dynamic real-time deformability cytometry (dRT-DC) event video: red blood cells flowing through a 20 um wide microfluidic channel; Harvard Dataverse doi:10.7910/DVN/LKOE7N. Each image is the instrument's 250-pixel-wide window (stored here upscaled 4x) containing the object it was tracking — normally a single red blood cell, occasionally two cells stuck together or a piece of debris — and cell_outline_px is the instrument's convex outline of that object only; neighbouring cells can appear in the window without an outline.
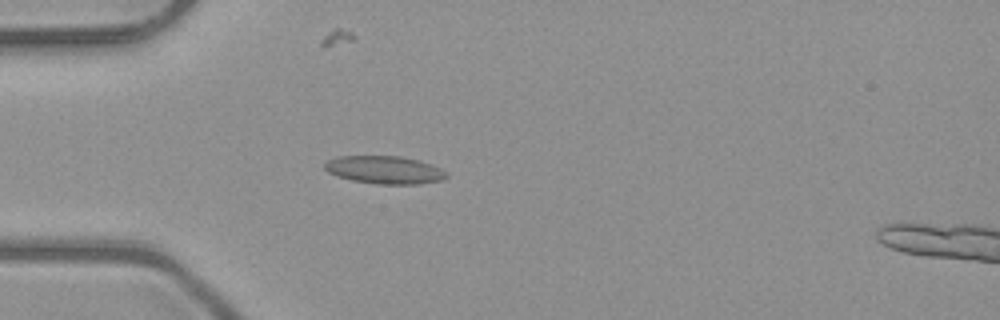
{"species": "common noctule bat (a hibernating species)", "species_latin": "Nyctalus noctula", "temperature_condition": "room temperature", "stored_images_in_passage": 37, "camera_frame_rate_fps": 3000, "um_per_image_px": 0.085, "animal": {"sex": "male", "body_mass_g": 23.1, "forearm_length_mm": 52.7}, "frame": {"image": 1, "passage_image": 1, "time_ms": 0.0, "image_size_px": [1000, 320], "cell_outline_px": [[448, 176], [444, 180], [420, 184], [376, 184], [352, 180], [336, 176], [328, 172], [324, 168], [324, 164], [328, 160], [336, 156], [400, 156], [420, 160], [432, 164], [448, 172]], "centroid_in_image_um": [32.72, 14.44], "position_along_channel_um": 52.3, "area_um2": 20.06}}
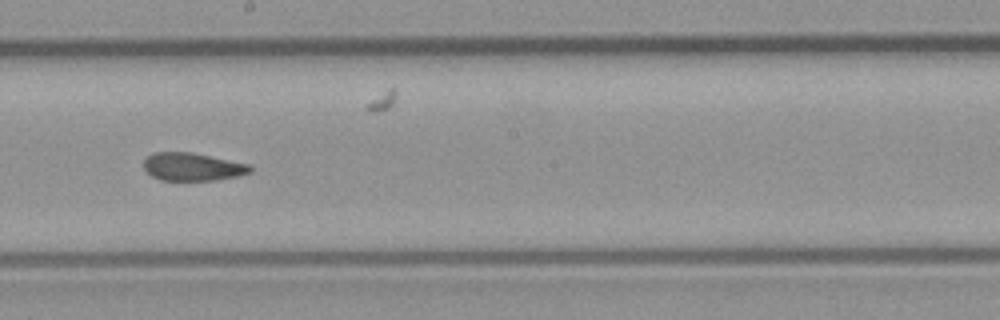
{"frame": {"image": 2, "passage_image": 15, "time_ms": 4.667, "image_size_px": [1000, 320], "cell_outline_px": [[252, 172], [236, 176], [216, 180], [160, 180], [152, 176], [144, 168], [144, 160], [148, 156], [156, 152], [192, 152], [252, 164]], "centroid_in_image_um": [16.4, 14.17], "position_along_channel_um": 231.8, "area_um2": 17.4}}
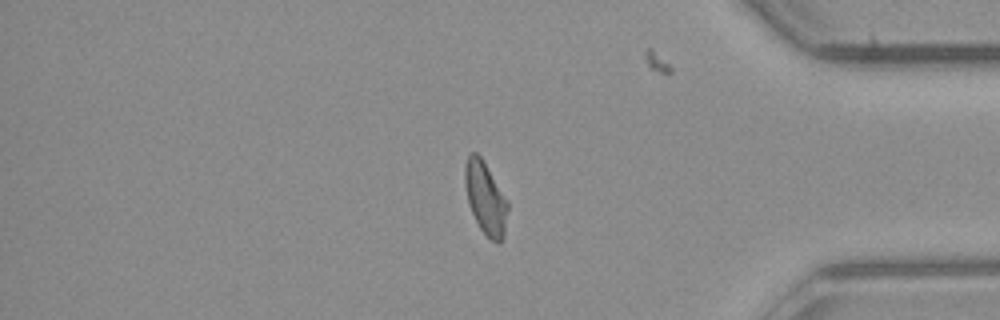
{"frame": {"image": 3, "passage_image": 29, "time_ms": 9.333, "image_size_px": [1000, 320], "cell_outline_px": [[508, 208], [504, 236], [500, 244], [496, 244], [480, 228], [472, 212], [468, 200], [464, 180], [464, 168], [468, 156], [472, 152], [476, 152], [480, 156], [508, 200]], "centroid_in_image_um": [41.28, 16.85], "position_along_channel_um": 393.9, "area_um2": 17.86}, "authors_computed_cell_mechanics": {"area_um2": 17.8602, "velocity_mm_per_s": 4.0534, "shape_relaxation_time_tau1_ms": null, "shape_relaxation_time_tau2_ms": 1.7406, "deformation_change_tau1": null, "deformation_change_tau2": 0.0682}}